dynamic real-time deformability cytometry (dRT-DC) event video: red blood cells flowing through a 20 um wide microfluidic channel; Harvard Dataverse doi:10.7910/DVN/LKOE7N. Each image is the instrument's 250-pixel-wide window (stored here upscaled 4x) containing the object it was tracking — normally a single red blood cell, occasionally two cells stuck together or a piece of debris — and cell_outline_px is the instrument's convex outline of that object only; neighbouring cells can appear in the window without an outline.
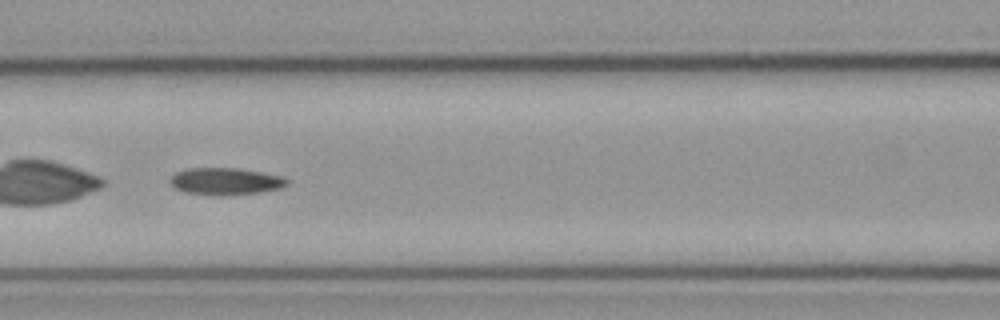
{"species": "common noctule bat (a hibernating species)", "species_latin": "Nyctalus noctula", "temperature_condition": "cold", "stored_images_in_passage": 53, "camera_frame_rate_fps": 3000, "um_per_image_px": 0.085, "animal": {"sex": "male", "body_mass_g": 23.1, "forearm_length_mm": 52.7}, "frame": {"image": 1, "passage_image": 24, "time_ms": 7.667, "image_size_px": [1000, 320], "cell_outline_px": [[288, 184], [280, 188], [260, 192], [224, 196], [216, 196], [184, 192], [176, 188], [168, 180], [176, 172], [188, 168], [240, 168], [284, 176], [288, 180]], "centroid_in_image_um": [19.18, 15.41], "position_along_channel_um": 147.4, "area_um2": 18.61}}
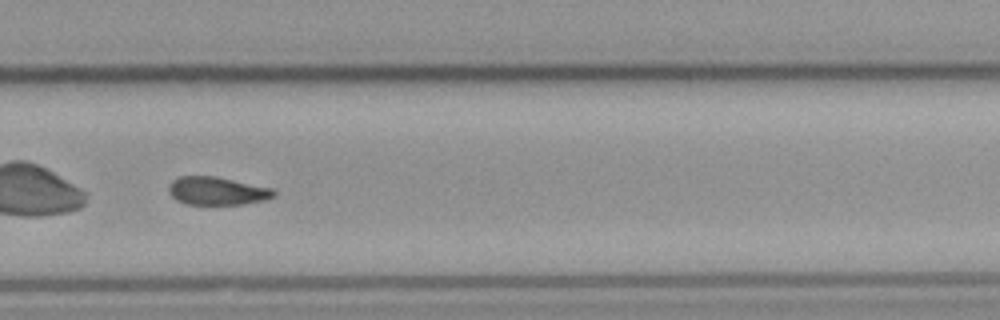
{"frame": {"image": 2, "passage_image": 37, "time_ms": 12.0, "image_size_px": [1000, 320], "cell_outline_px": [[276, 196], [264, 200], [244, 204], [184, 204], [176, 200], [168, 192], [168, 184], [172, 180], [180, 176], [216, 176], [272, 188], [276, 192]], "centroid_in_image_um": [18.43, 16.22], "position_along_channel_um": 311.4, "area_um2": 17.34}, "authors_computed_cell_mechanics": {"area_um2": 18.5538, "velocity_mm_per_s": 3.8013, "shape_relaxation_time_tau1_ms": null, "shape_relaxation_time_tau2_ms": 6.1792, "deformation_change_tau1": null, "deformation_change_tau2": 0.1266}}